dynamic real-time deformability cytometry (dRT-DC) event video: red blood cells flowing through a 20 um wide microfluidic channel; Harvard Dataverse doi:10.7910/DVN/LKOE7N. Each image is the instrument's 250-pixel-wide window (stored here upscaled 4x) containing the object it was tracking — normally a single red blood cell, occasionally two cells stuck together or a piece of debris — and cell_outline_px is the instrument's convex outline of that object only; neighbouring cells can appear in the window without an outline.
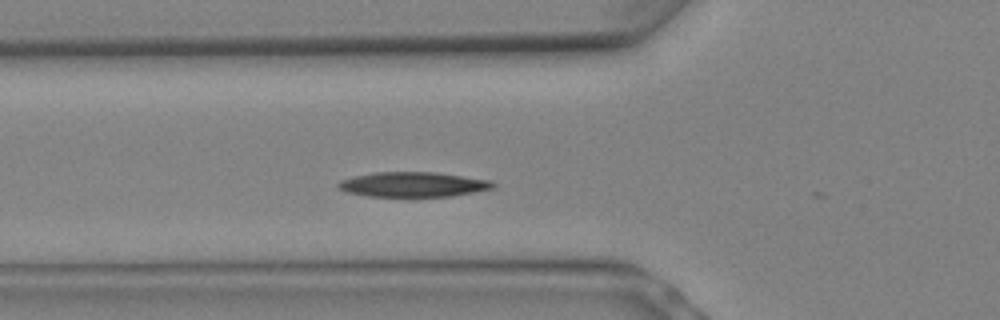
{"species": "Egyptian fruit bat (a non-hibernating species)", "species_latin": "Rousettus aegyptiacus", "temperature_condition": "warm", "stored_images_in_passage": 5, "camera_frame_rate_fps": 3000, "um_per_image_px": 0.085, "animal": {"sex": "female"}, "frame": {"image": 1, "passage_image": 5, "time_ms": 1.333, "image_size_px": [1000, 320], "cell_outline_px": [[496, 184], [492, 188], [452, 196], [368, 196], [348, 192], [336, 188], [336, 184], [340, 180], [352, 176], [372, 172], [436, 172], [492, 180]], "centroid_in_image_um": [35.07, 15.66], "position_along_channel_um": 90.7, "area_um2": 22.48}}